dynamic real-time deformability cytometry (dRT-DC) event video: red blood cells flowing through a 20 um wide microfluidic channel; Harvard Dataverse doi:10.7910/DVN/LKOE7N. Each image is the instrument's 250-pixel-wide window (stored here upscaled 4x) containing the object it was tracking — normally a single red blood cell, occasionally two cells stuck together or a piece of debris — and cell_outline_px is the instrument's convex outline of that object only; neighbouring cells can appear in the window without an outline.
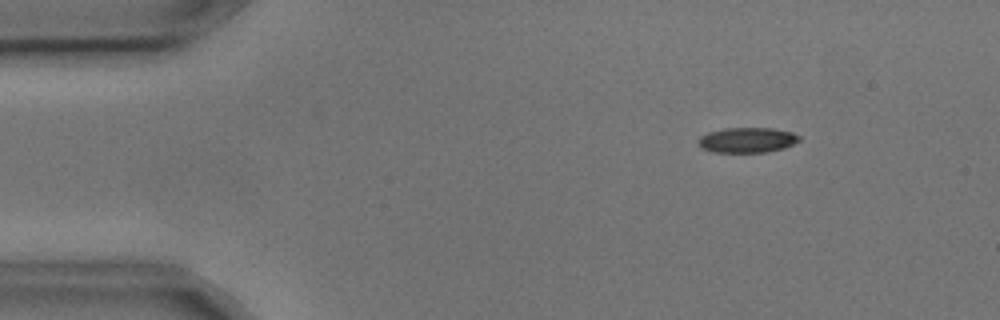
{"species": "common noctule bat (a hibernating species)", "species_latin": "Nyctalus noctula", "temperature_condition": "cold", "stored_images_in_passage": 5, "camera_frame_rate_fps": 3000, "um_per_image_px": 0.085, "animal": {"sex": "male", "body_mass_g": 17.9, "forearm_length_mm": 54.2}, "frame": {"image": 1, "passage_image": 2, "time_ms": 0.333, "image_size_px": [1000, 320], "cell_outline_px": [[800, 140], [784, 148], [768, 152], [712, 152], [704, 148], [696, 140], [700, 136], [708, 132], [724, 128], [772, 128], [792, 132], [800, 136]], "centroid_in_image_um": [63.51, 11.9], "position_along_channel_um": 21.5, "area_um2": 14.8}}
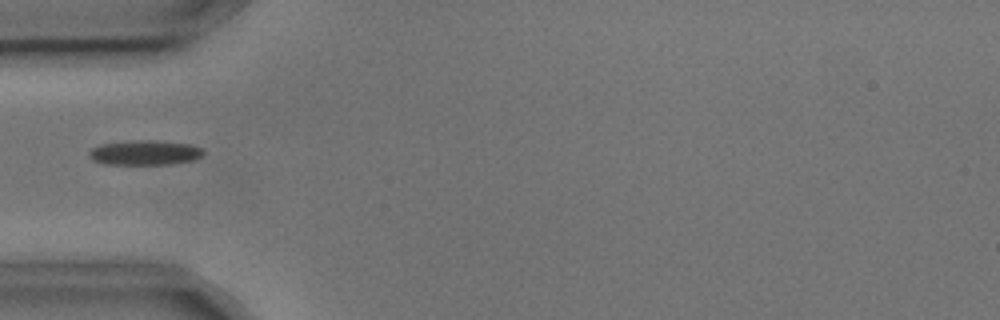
{"frame": {"image": 2, "passage_image": 5, "time_ms": 1.333, "image_size_px": [1000, 320], "cell_outline_px": [[204, 152], [200, 156], [192, 160], [168, 164], [104, 164], [92, 160], [88, 156], [88, 152], [92, 148], [100, 144], [132, 140], [156, 140], [188, 144], [200, 148]], "centroid_in_image_um": [12.23, 12.97], "position_along_channel_um": 72.8, "area_um2": 16.42}}